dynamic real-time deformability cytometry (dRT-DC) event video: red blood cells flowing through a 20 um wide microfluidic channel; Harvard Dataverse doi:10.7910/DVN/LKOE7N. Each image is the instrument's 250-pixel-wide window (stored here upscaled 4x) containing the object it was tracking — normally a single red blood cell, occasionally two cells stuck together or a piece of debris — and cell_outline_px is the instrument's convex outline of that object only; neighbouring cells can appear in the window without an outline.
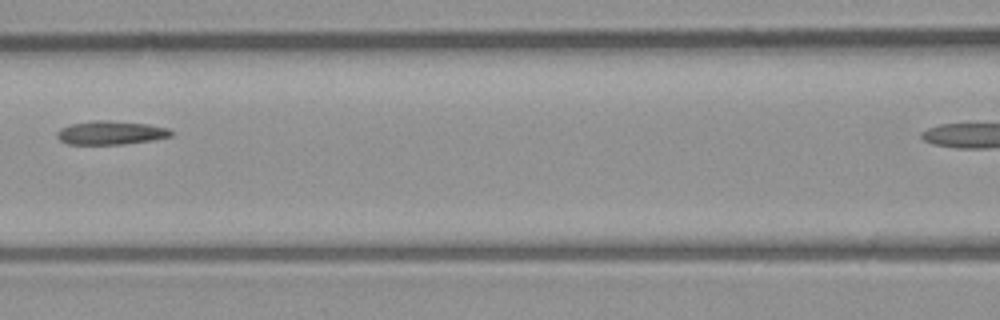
{"species": "common noctule bat (a hibernating species)", "species_latin": "Nyctalus noctula", "temperature_condition": "room temperature", "stored_images_in_passage": 8, "segment_of_instrument_passage": [1, 2], "camera_frame_rate_fps": 3000, "um_per_image_px": 0.085, "animal": {"sex": "male", "body_mass_g": 23.1, "forearm_length_mm": 52.7}, "frame": {"image": 1, "passage_image": 7, "time_ms": 7.667, "image_size_px": [1000, 320], "cell_outline_px": [[172, 136], [152, 140], [124, 144], [68, 144], [60, 140], [56, 136], [56, 132], [60, 128], [68, 124], [92, 120], [108, 120], [148, 124], [168, 128], [172, 132]], "centroid_in_image_um": [9.37, 11.27], "position_along_channel_um": 157.2, "area_um2": 15.84}}